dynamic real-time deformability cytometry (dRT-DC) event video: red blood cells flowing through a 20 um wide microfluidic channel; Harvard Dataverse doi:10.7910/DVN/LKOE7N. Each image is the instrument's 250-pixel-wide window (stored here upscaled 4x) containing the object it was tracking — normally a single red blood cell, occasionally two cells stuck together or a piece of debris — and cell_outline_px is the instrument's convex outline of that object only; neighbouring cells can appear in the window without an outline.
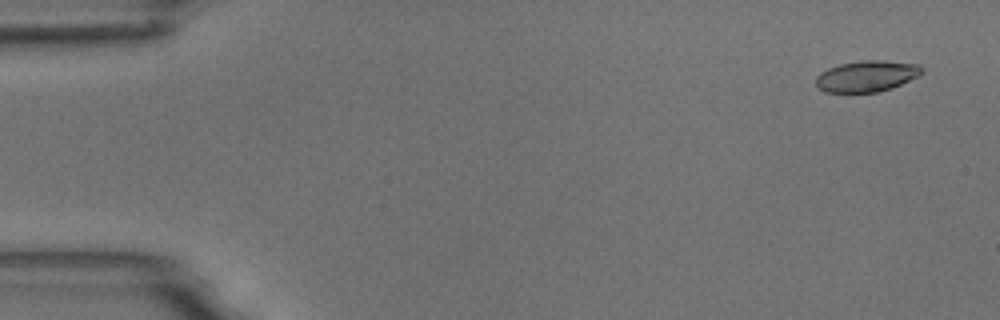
{"species": "common noctule bat (a hibernating species)", "species_latin": "Nyctalus noctula", "temperature_condition": "room temperature", "stored_images_in_passage": 10, "camera_frame_rate_fps": 3000, "um_per_image_px": 0.085, "animal": {"sex": "male", "body_mass_g": 18.8}, "frame": {"image": 1, "passage_image": 1, "time_ms": 0.0, "image_size_px": [1000, 320], "cell_outline_px": [[924, 72], [892, 88], [876, 92], [824, 92], [816, 84], [816, 76], [820, 72], [828, 68], [840, 64], [860, 60], [880, 60], [920, 64]], "centroid_in_image_um": [73.65, 6.46], "position_along_channel_um": 11.3, "area_um2": 19.13}}
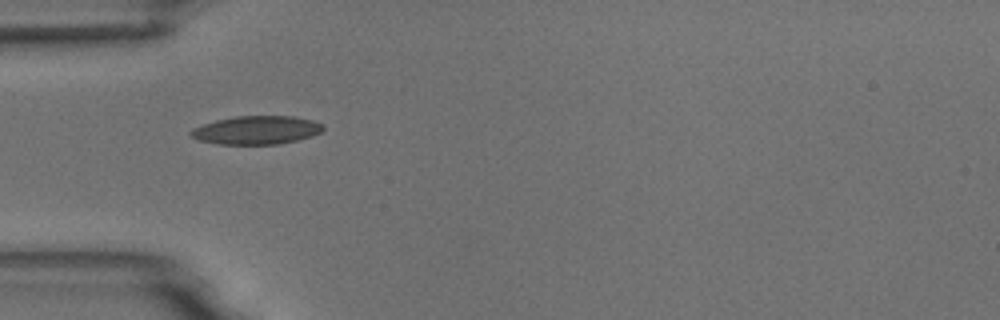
{"frame": {"image": 2, "passage_image": 5, "time_ms": 4.667, "image_size_px": [1000, 320], "cell_outline_px": [[324, 128], [320, 132], [312, 136], [296, 140], [276, 144], [216, 144], [200, 140], [192, 136], [188, 132], [192, 128], [216, 120], [236, 116], [292, 116], [312, 120], [324, 124]], "centroid_in_image_um": [21.8, 11.05], "position_along_channel_um": 63.2, "area_um2": 21.79}}
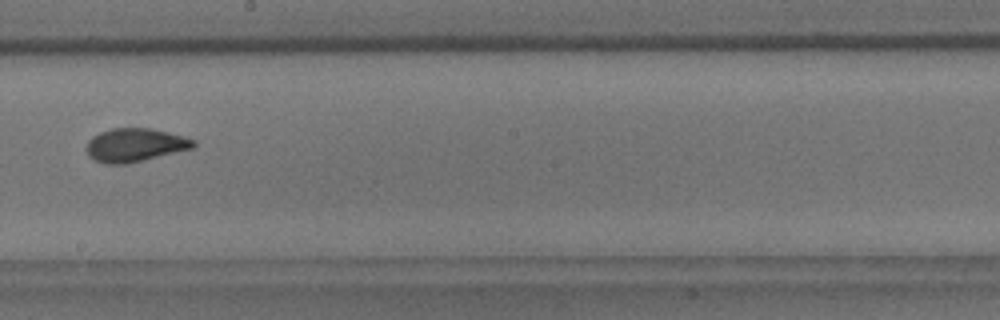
{"frame": {"image": 3, "passage_image": 9, "time_ms": 9.333, "image_size_px": [1000, 320], "cell_outline_px": [[196, 144], [192, 148], [128, 164], [108, 164], [96, 160], [88, 156], [84, 148], [88, 140], [92, 136], [100, 132], [112, 128], [152, 128], [184, 136], [196, 140]], "centroid_in_image_um": [11.44, 12.32], "position_along_channel_um": 236.8, "area_um2": 20.98}}